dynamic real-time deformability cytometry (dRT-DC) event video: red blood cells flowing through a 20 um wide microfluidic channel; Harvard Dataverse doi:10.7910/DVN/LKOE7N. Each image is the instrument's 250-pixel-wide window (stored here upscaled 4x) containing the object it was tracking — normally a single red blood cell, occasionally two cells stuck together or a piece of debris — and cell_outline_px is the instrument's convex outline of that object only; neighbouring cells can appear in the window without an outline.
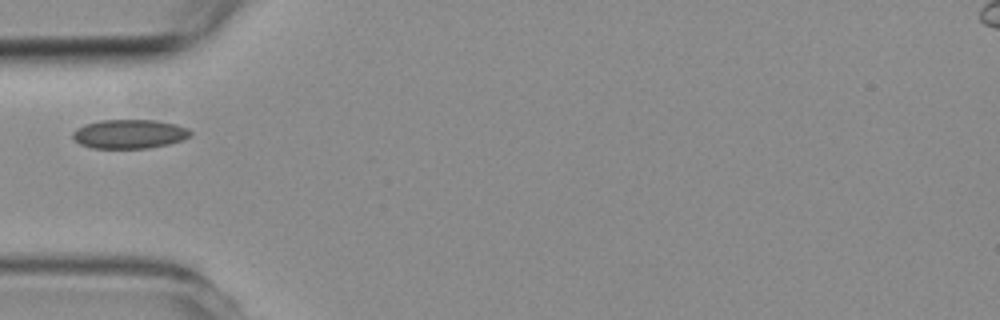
{"species": "common noctule bat (a hibernating species)", "species_latin": "Nyctalus noctula", "temperature_condition": "room temperature", "stored_images_in_passage": 1, "camera_frame_rate_fps": 3000, "um_per_image_px": 0.085, "animal": {"sex": "female", "body_mass_g": 19.3, "forearm_length_mm": 54.1}, "frame": {"image": 1, "passage_image": 1, "time_ms": 0.0, "image_size_px": [1000, 320], "cell_outline_px": [[192, 136], [168, 144], [148, 148], [92, 148], [80, 144], [72, 136], [72, 132], [76, 128], [84, 124], [100, 120], [156, 120], [176, 124], [188, 128], [192, 132]], "centroid_in_image_um": [11.0, 11.38], "position_along_channel_um": 74.0, "area_um2": 20.0}}